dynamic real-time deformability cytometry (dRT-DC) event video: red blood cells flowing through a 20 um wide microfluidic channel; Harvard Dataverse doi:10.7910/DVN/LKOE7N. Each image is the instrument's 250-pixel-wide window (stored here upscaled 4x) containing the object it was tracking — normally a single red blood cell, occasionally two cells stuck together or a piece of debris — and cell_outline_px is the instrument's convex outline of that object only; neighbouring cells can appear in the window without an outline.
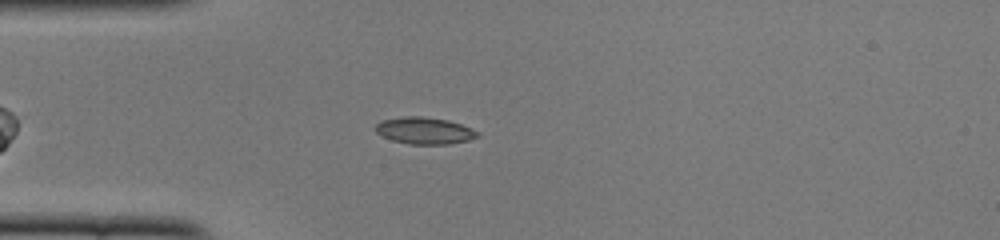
{"species": "common noctule bat (a hibernating species)", "species_latin": "Nyctalus noctula", "temperature_condition": "cold", "stored_images_in_passage": 33, "camera_frame_rate_fps": 3000, "um_per_image_px": 0.085, "animal": {"sex": "female", "body_mass_g": 22.0, "forearm_length_mm": 56.7}, "frame": {"image": 1, "passage_image": 3, "time_ms": 0.667, "image_size_px": [1000, 240], "cell_outline_px": [[480, 136], [468, 140], [448, 144], [408, 144], [392, 140], [376, 132], [376, 124], [384, 120], [404, 116], [420, 116], [448, 120], [460, 124], [480, 132]], "centroid_in_image_um": [36.11, 11.11], "position_along_channel_um": 48.9, "area_um2": 15.78}}
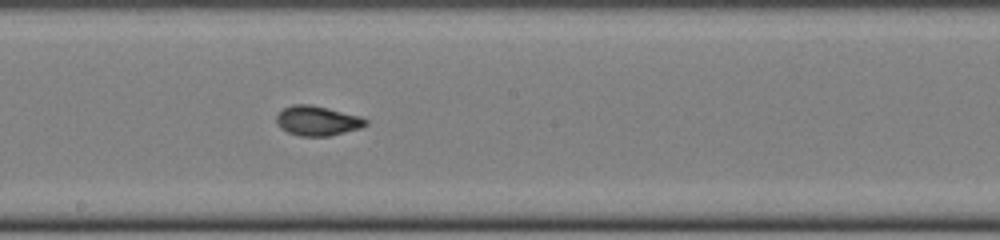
{"frame": {"image": 2, "passage_image": 17, "time_ms": 5.333, "image_size_px": [1000, 240], "cell_outline_px": [[368, 124], [360, 128], [328, 136], [300, 136], [288, 132], [280, 128], [276, 120], [276, 116], [284, 108], [292, 104], [308, 104], [328, 108], [360, 116], [368, 120]], "centroid_in_image_um": [26.97, 10.26], "position_along_channel_um": 221.2, "area_um2": 15.37}}
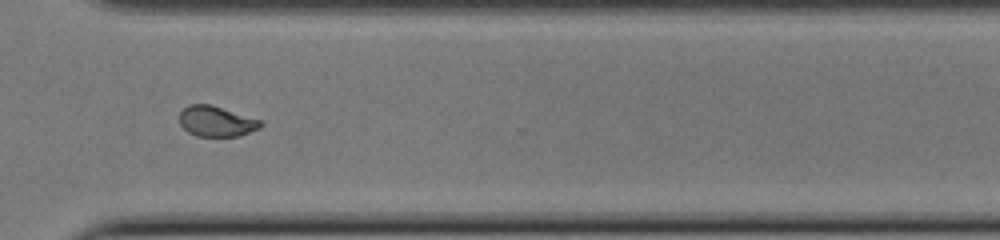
{"frame": {"image": 3, "passage_image": 27, "time_ms": 8.667, "image_size_px": [1000, 240], "cell_outline_px": [[264, 124], [260, 128], [236, 136], [196, 136], [188, 132], [180, 124], [180, 112], [188, 104], [212, 104], [260, 120]], "centroid_in_image_um": [18.37, 10.3], "position_along_channel_um": 352.2, "area_um2": 14.33}, "authors_computed_cell_mechanics": {"area_um2": 15.3748, "velocity_mm_per_s": 3.9114, "shape_relaxation_time_tau1_ms": 4.1308, "shape_relaxation_time_tau2_ms": 1.0663, "deformation_change_tau1": 0.1521, "deformation_change_tau2": 0.0455}}